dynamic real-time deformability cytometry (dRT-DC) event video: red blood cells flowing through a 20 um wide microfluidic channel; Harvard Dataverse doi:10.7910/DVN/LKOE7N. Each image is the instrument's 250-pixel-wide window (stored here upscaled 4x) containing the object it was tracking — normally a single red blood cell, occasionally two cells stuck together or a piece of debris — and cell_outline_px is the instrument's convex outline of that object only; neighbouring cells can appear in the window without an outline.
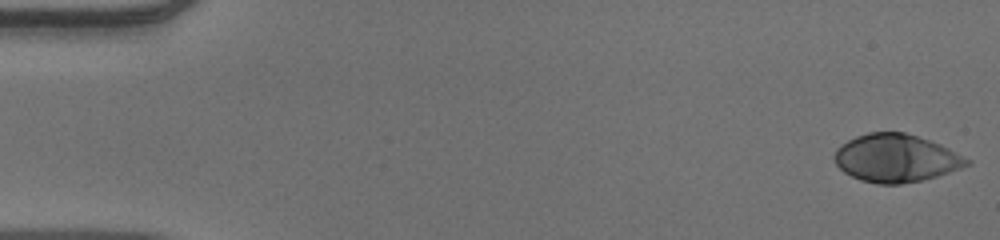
{"species": "human", "species_latin": "Homo sapiens", "temperature_condition": "warm", "stored_images_in_passage": 52, "camera_frame_rate_fps": 3000, "um_per_image_px": 0.085, "donor": {"sex": "male"}, "frame": {"image": 1, "passage_image": 1, "time_ms": 0.0, "image_size_px": [1000, 240], "cell_outline_px": [[972, 164], [936, 176], [920, 180], [900, 184], [876, 184], [860, 180], [844, 172], [836, 164], [832, 156], [836, 148], [840, 144], [856, 136], [868, 132], [904, 132], [940, 144], [972, 160]], "centroid_in_image_um": [76.13, 13.44], "position_along_channel_um": 8.9, "area_um2": 36.93}}
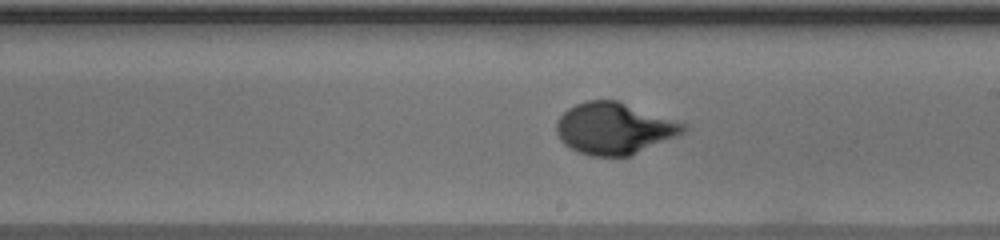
{"frame": {"image": 2, "passage_image": 30, "time_ms": 9.667, "image_size_px": [1000, 240], "cell_outline_px": [[688, 128], [684, 132], [676, 136], [632, 156], [592, 156], [576, 152], [564, 144], [560, 140], [556, 132], [556, 120], [568, 108], [576, 104], [588, 100], [616, 100], [688, 124]], "centroid_in_image_um": [52.2, 10.93], "position_along_channel_um": 236.8, "area_um2": 38.32}}
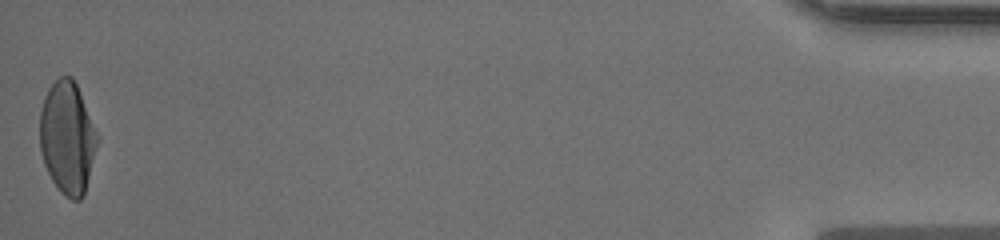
{"frame": {"image": 3, "passage_image": 52, "time_ms": 17.0, "image_size_px": [1000, 240], "cell_outline_px": [[100, 140], [84, 196], [80, 200], [72, 200], [60, 192], [52, 180], [44, 164], [40, 152], [40, 112], [44, 96], [48, 88], [60, 76], [72, 76], [80, 92], [100, 136]], "centroid_in_image_um": [5.76, 11.72], "position_along_channel_um": 429.4, "area_um2": 38.26}, "authors_computed_cell_mechanics": {"area_um2": 36.9053, "velocity_mm_per_s": 3.9212, "shape_relaxation_time_tau1_ms": 4.6192, "shape_relaxation_time_tau2_ms": null, "deformation_change_tau1": 0.2304, "deformation_change_tau2": null}}